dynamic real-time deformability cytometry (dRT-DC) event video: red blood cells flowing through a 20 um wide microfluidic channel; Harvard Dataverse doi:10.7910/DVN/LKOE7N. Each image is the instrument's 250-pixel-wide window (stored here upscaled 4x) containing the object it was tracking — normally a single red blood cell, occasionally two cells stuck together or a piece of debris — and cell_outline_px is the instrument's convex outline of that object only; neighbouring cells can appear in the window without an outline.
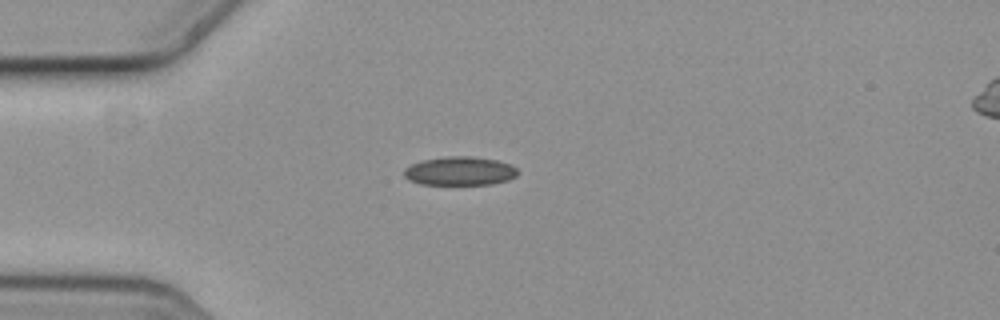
{"species": "common noctule bat (a hibernating species)", "species_latin": "Nyctalus noctula", "temperature_condition": "cold", "stored_images_in_passage": 5, "camera_frame_rate_fps": 3000, "um_per_image_px": 0.085, "animal": {"sex": "female", "body_mass_g": 19.3, "forearm_length_mm": 54.1}, "frame": {"image": 1, "passage_image": 4, "time_ms": 1.0, "image_size_px": [1000, 320], "cell_outline_px": [[516, 176], [508, 180], [492, 184], [420, 184], [408, 180], [404, 176], [404, 168], [420, 160], [444, 156], [472, 156], [496, 160], [512, 164], [516, 168]], "centroid_in_image_um": [39.06, 14.53], "position_along_channel_um": 45.9, "area_um2": 19.13}}